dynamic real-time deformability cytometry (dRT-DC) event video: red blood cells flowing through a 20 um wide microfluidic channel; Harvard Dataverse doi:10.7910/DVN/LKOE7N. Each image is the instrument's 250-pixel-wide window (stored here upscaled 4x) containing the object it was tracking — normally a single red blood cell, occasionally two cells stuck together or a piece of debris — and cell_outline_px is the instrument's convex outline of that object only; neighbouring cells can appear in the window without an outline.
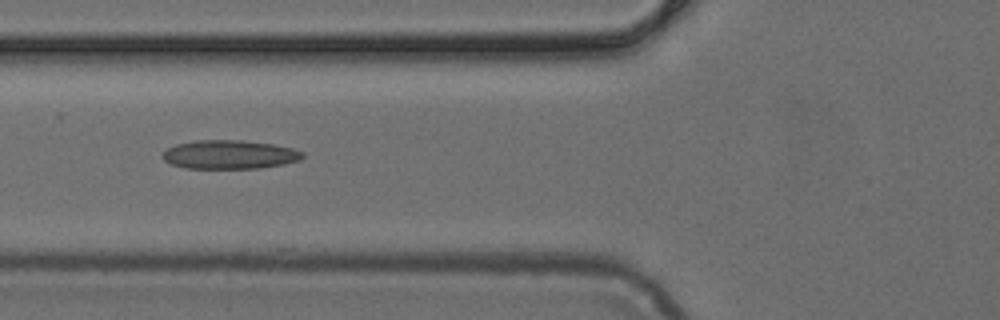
{"species": "common noctule bat (a hibernating species)", "species_latin": "Nyctalus noctula", "temperature_condition": "cold", "stored_images_in_passage": 2, "camera_frame_rate_fps": 3000, "um_per_image_px": 0.085, "animal": {"sex": "female", "body_mass_g": 24.6, "forearm_length_mm": 56.2}, "frame": {"image": 1, "passage_image": 2, "time_ms": 0.333, "image_size_px": [1000, 320], "cell_outline_px": [[304, 156], [300, 160], [284, 164], [260, 168], [184, 168], [172, 164], [164, 160], [160, 156], [168, 148], [176, 144], [196, 140], [244, 140], [272, 144], [292, 148], [304, 152]], "centroid_in_image_um": [19.51, 13.13], "position_along_channel_um": 106.3, "area_um2": 23.52}}